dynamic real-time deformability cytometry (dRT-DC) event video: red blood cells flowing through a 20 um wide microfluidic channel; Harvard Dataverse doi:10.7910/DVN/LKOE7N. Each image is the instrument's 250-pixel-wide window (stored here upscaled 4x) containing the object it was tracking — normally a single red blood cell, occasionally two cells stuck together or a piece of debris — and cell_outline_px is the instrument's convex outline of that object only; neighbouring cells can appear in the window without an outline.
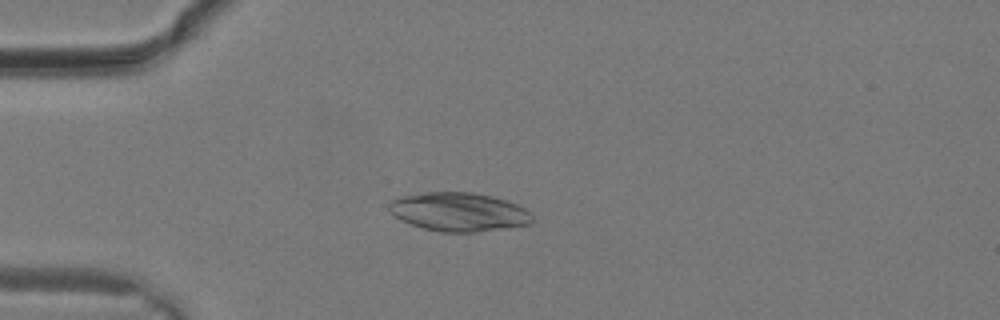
{"species": "common noctule bat (a hibernating species)", "species_latin": "Nyctalus noctula", "temperature_condition": "warm", "stored_images_in_passage": 12, "camera_frame_rate_fps": 3000, "um_per_image_px": 0.085, "animal": {"sex": "male", "body_mass_g": 19.2, "forearm_length_mm": 51.8}, "frame": {"image": 1, "passage_image": 7, "time_ms": 2.0, "image_size_px": [1000, 320], "cell_outline_px": [[532, 224], [476, 232], [440, 232], [424, 228], [400, 220], [388, 208], [388, 204], [392, 200], [400, 196], [424, 192], [472, 192], [492, 196], [516, 204], [524, 208], [532, 216]], "centroid_in_image_um": [38.98, 18.01], "position_along_channel_um": 46.0, "area_um2": 32.19}}
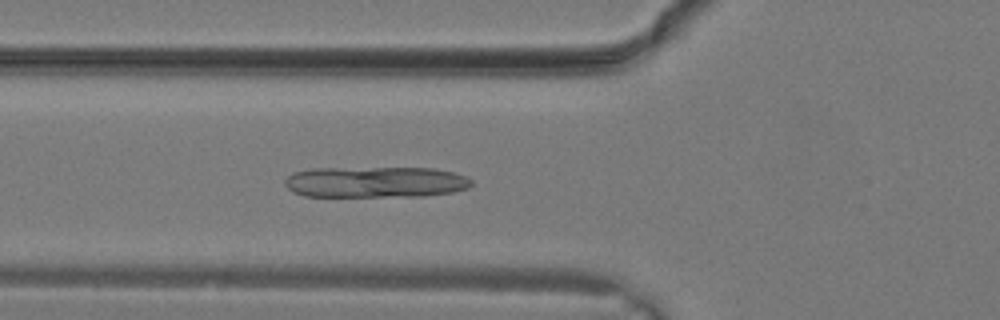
{"frame": {"image": 2, "passage_image": 10, "time_ms": 3.0, "image_size_px": [1000, 320], "cell_outline_px": [[472, 184], [468, 188], [452, 192], [424, 196], [304, 196], [292, 192], [284, 184], [284, 180], [288, 176], [296, 172], [312, 168], [436, 168], [452, 172], [464, 176], [472, 180]], "centroid_in_image_um": [31.9, 15.47], "position_along_channel_um": 93.9, "area_um2": 33.81}}
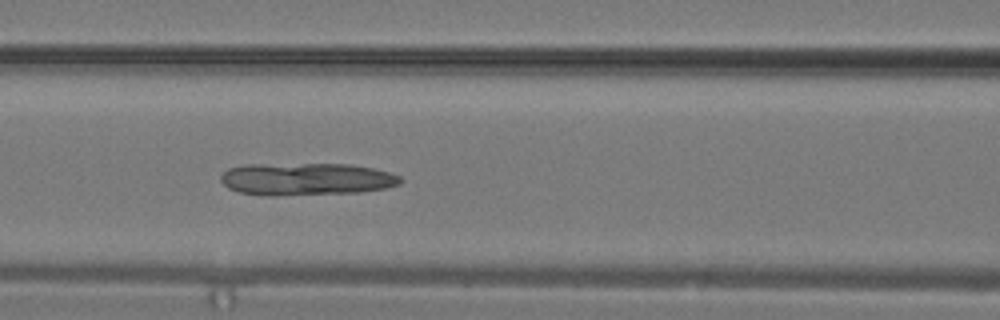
{"frame": {"image": 3, "passage_image": 12, "time_ms": 3.667, "image_size_px": [1000, 320], "cell_outline_px": [[404, 180], [400, 184], [384, 188], [360, 192], [276, 196], [264, 196], [240, 192], [228, 188], [220, 180], [220, 176], [228, 168], [244, 164], [352, 164], [372, 168], [388, 172], [400, 176]], "centroid_in_image_um": [26.01, 15.22], "position_along_channel_um": 140.6, "area_um2": 34.22}}